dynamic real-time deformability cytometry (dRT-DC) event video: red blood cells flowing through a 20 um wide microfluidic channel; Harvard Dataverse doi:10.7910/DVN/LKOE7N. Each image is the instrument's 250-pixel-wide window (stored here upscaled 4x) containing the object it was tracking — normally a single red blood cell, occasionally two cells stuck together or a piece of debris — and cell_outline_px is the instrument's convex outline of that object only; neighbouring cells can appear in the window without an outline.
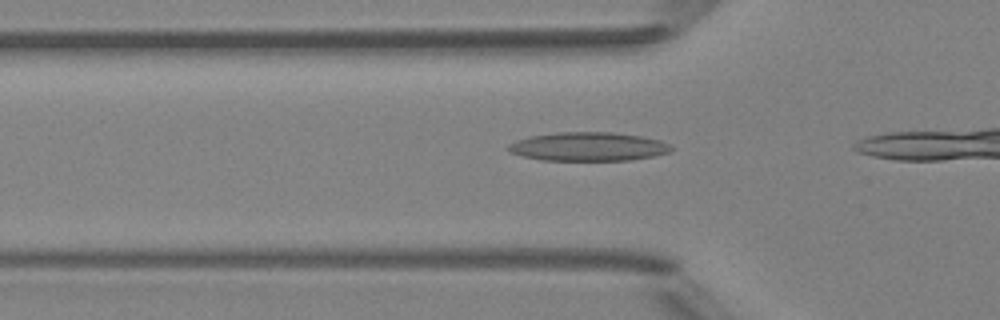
{"species": "Egyptian fruit bat (a non-hibernating species)", "species_latin": "Rousettus aegyptiacus", "temperature_condition": "room temperature", "stored_images_in_passage": 7, "camera_frame_rate_fps": 3000, "um_per_image_px": 0.085, "animal": {"sex": "female"}, "frame": {"image": 1, "passage_image": 2, "time_ms": 0.333, "image_size_px": [1000, 320], "cell_outline_px": [[672, 148], [668, 152], [652, 156], [632, 160], [540, 160], [508, 152], [504, 148], [508, 144], [516, 140], [528, 136], [556, 132], [612, 132], [640, 136], [660, 140], [668, 144]], "centroid_in_image_um": [49.92, 12.45], "position_along_channel_um": 75.9, "area_um2": 27.34}}
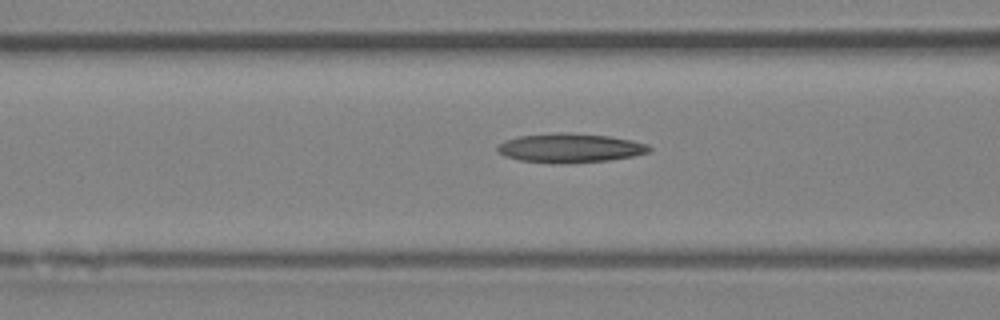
{"frame": {"image": 2, "passage_image": 5, "time_ms": 1.333, "image_size_px": [1000, 320], "cell_outline_px": [[652, 148], [648, 152], [632, 156], [608, 160], [520, 160], [504, 156], [496, 152], [496, 144], [504, 140], [516, 136], [556, 132], [568, 132], [608, 136], [632, 140], [648, 144]], "centroid_in_image_um": [48.41, 12.51], "position_along_channel_um": 118.2, "area_um2": 24.8}}